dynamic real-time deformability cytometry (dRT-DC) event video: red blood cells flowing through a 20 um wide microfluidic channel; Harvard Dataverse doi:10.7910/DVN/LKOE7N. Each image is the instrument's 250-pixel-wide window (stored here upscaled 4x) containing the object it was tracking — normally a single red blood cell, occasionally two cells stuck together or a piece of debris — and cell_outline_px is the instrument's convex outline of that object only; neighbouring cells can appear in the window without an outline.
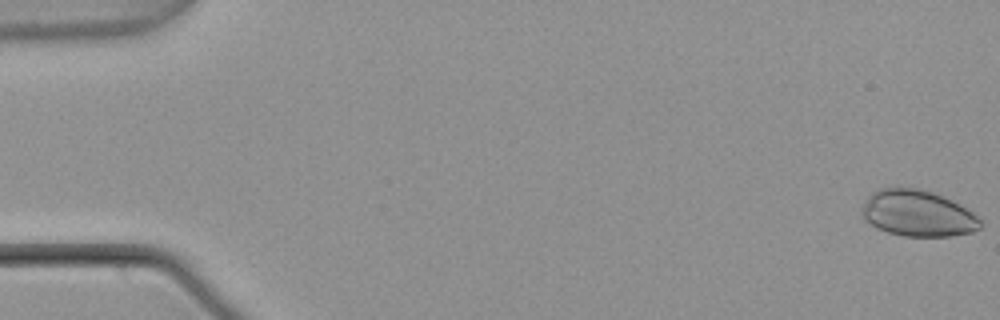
{"species": "common noctule bat (a hibernating species)", "species_latin": "Nyctalus noctula", "temperature_condition": "warm", "stored_images_in_passage": 55, "camera_frame_rate_fps": 3000, "um_per_image_px": 0.085, "animal": {"sex": "male", "body_mass_g": 21.5, "forearm_length_mm": 52.0}, "frame": {"image": 1, "passage_image": 1, "time_ms": 0.0, "image_size_px": [1000, 320], "cell_outline_px": [[980, 228], [972, 232], [948, 236], [904, 236], [888, 232], [876, 228], [864, 220], [860, 212], [868, 196], [872, 192], [880, 188], [916, 188], [932, 192], [980, 216]], "centroid_in_image_um": [77.96, 18.15], "position_along_channel_um": 7.0, "area_um2": 31.56}}
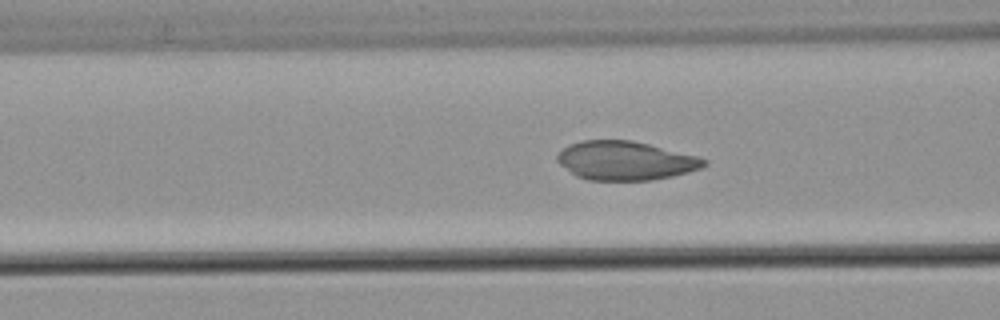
{"frame": {"image": 2, "passage_image": 22, "time_ms": 7.0, "image_size_px": [1000, 320], "cell_outline_px": [[708, 164], [700, 168], [688, 172], [672, 176], [652, 180], [588, 180], [576, 176], [560, 164], [556, 160], [556, 156], [568, 144], [580, 140], [632, 140], [696, 156], [708, 160]], "centroid_in_image_um": [53.13, 13.65], "position_along_channel_um": 113.5, "area_um2": 33.12}}
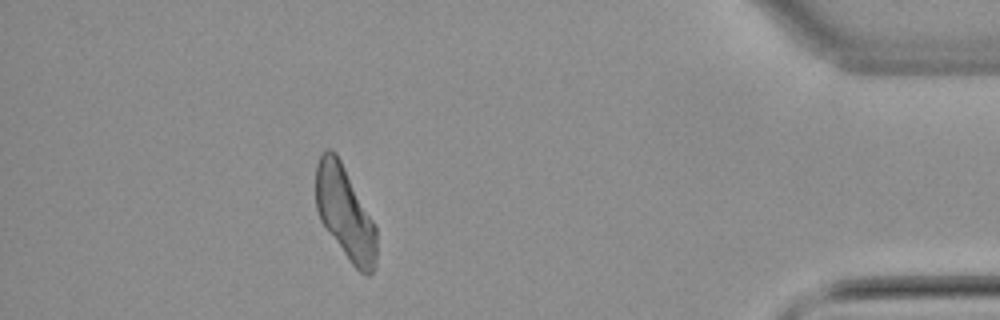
{"frame": {"image": 3, "passage_image": 49, "time_ms": 16.0, "image_size_px": [1000, 320], "cell_outline_px": [[376, 264], [372, 272], [368, 276], [364, 276], [348, 260], [328, 232], [320, 220], [316, 208], [316, 164], [320, 152], [324, 148], [332, 148], [336, 152], [376, 224]], "centroid_in_image_um": [29.32, 18.07], "position_along_channel_um": 405.9, "area_um2": 33.29}}